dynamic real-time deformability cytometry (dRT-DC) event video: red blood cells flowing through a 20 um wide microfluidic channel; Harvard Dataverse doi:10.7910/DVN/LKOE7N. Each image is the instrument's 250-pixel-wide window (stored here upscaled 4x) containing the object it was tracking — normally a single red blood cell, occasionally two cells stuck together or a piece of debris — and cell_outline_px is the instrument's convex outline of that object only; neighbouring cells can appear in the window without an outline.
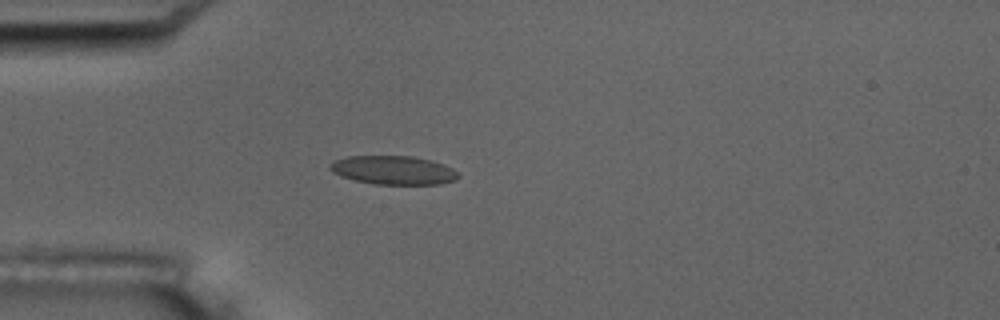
{"species": "common noctule bat (a hibernating species)", "species_latin": "Nyctalus noctula", "temperature_condition": "room temperature", "stored_images_in_passage": 4, "camera_frame_rate_fps": 3000, "um_per_image_px": 0.085, "animal": {"sex": "male", "body_mass_g": 17.5, "forearm_length_mm": 52.3}, "frame": {"image": 1, "passage_image": 3, "time_ms": 3.333, "image_size_px": [1000, 320], "cell_outline_px": [[460, 176], [456, 180], [440, 184], [372, 184], [356, 180], [332, 172], [328, 168], [336, 160], [348, 156], [412, 156], [444, 164], [452, 168]], "centroid_in_image_um": [33.47, 14.46], "position_along_channel_um": 51.5, "area_um2": 21.21}}